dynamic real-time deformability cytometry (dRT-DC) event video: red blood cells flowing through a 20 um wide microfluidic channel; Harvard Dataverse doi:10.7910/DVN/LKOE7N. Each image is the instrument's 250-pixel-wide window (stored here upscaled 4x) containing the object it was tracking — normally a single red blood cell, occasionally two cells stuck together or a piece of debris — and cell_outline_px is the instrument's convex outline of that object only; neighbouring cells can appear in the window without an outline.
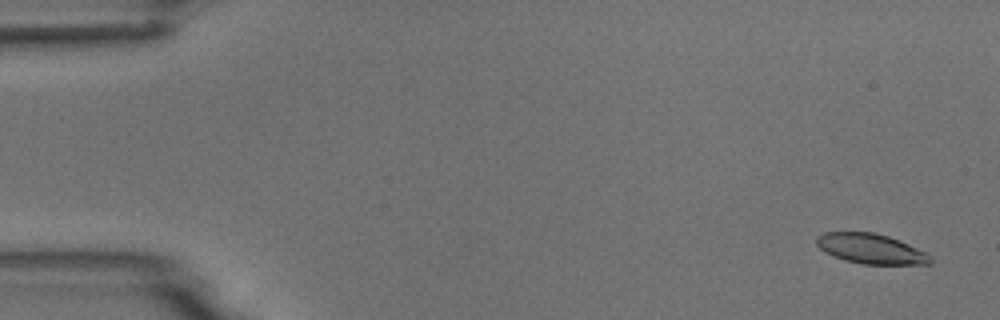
{"species": "common noctule bat (a hibernating species)", "species_latin": "Nyctalus noctula", "temperature_condition": "room temperature", "stored_images_in_passage": 5, "camera_frame_rate_fps": 3000, "um_per_image_px": 0.085, "animal": {"sex": "male", "body_mass_g": 18.8}, "frame": {"image": 1, "passage_image": 1, "time_ms": 0.0, "image_size_px": [1000, 320], "cell_outline_px": [[932, 264], [864, 264], [844, 260], [832, 256], [824, 252], [816, 244], [816, 236], [824, 232], [876, 232], [888, 236], [928, 252], [932, 256]], "centroid_in_image_um": [74.03, 21.14], "position_along_channel_um": 11.0, "area_um2": 20.11}}
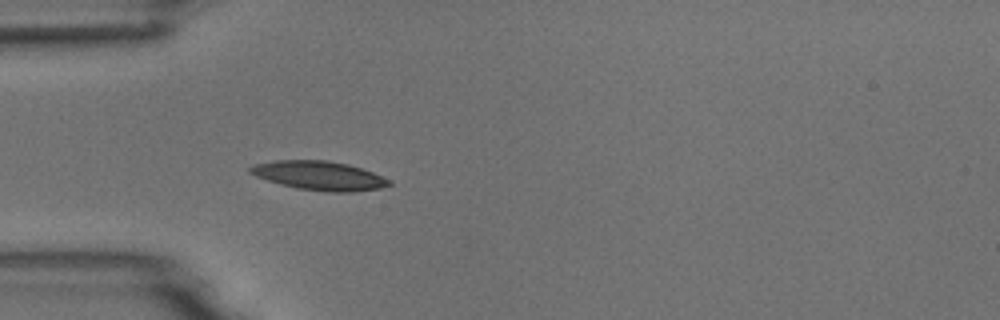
{"frame": {"image": 2, "passage_image": 5, "time_ms": 4.667, "image_size_px": [1000, 320], "cell_outline_px": [[392, 184], [380, 188], [352, 192], [328, 192], [296, 188], [280, 184], [256, 176], [248, 172], [248, 168], [256, 164], [276, 160], [328, 160], [348, 164], [372, 172], [392, 180]], "centroid_in_image_um": [27.15, 14.93], "position_along_channel_um": 57.8, "area_um2": 23.47}}